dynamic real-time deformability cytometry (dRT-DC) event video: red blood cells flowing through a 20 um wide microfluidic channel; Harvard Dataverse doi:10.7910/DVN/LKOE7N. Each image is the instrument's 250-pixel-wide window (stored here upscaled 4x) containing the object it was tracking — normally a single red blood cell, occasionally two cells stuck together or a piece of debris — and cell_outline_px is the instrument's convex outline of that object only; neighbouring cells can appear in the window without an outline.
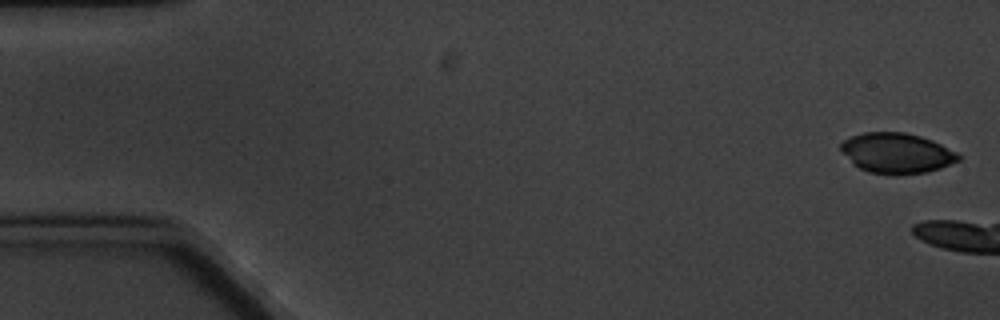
{"species": "common noctule bat (a hibernating species)", "species_latin": "Nyctalus noctula", "temperature_condition": "cold", "stored_images_in_passage": 3, "camera_frame_rate_fps": 3000, "um_per_image_px": 0.085, "animal": {"sex": "male", "body_mass_g": 20.1, "forearm_length_mm": 53.5}, "frame": {"image": 1, "passage_image": 1, "time_ms": 0.0, "image_size_px": [1000, 320], "cell_outline_px": [[964, 156], [960, 160], [940, 168], [928, 172], [896, 176], [892, 176], [868, 172], [852, 164], [840, 152], [840, 144], [844, 140], [852, 136], [864, 132], [904, 132], [920, 136], [932, 140]], "centroid_in_image_um": [76.2, 13.04], "position_along_channel_um": 8.8, "area_um2": 28.09}}